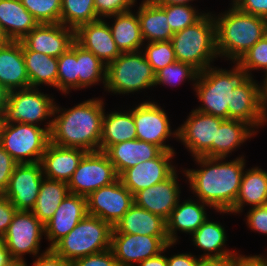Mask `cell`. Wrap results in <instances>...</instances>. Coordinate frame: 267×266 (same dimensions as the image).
<instances>
[{"instance_id":"6da1fadb","label":"cell","mask_w":267,"mask_h":266,"mask_svg":"<svg viewBox=\"0 0 267 266\" xmlns=\"http://www.w3.org/2000/svg\"><path fill=\"white\" fill-rule=\"evenodd\" d=\"M225 157H195L198 169H184L189 190L198 200L210 205L214 211H229L235 204L244 170V155L227 160Z\"/></svg>"},{"instance_id":"7a4b0ae2","label":"cell","mask_w":267,"mask_h":266,"mask_svg":"<svg viewBox=\"0 0 267 266\" xmlns=\"http://www.w3.org/2000/svg\"><path fill=\"white\" fill-rule=\"evenodd\" d=\"M93 98L70 108L55 104L50 142L61 147L100 151L105 100Z\"/></svg>"},{"instance_id":"3957f363","label":"cell","mask_w":267,"mask_h":266,"mask_svg":"<svg viewBox=\"0 0 267 266\" xmlns=\"http://www.w3.org/2000/svg\"><path fill=\"white\" fill-rule=\"evenodd\" d=\"M216 26V47L219 58L238 62L241 57L264 37L267 19L247 14L236 6L213 14Z\"/></svg>"},{"instance_id":"277c9868","label":"cell","mask_w":267,"mask_h":266,"mask_svg":"<svg viewBox=\"0 0 267 266\" xmlns=\"http://www.w3.org/2000/svg\"><path fill=\"white\" fill-rule=\"evenodd\" d=\"M232 66L226 70L213 64L199 72L194 91L201 105L195 110L228 119L233 89L242 86L251 77L237 62H233Z\"/></svg>"},{"instance_id":"5b68a950","label":"cell","mask_w":267,"mask_h":266,"mask_svg":"<svg viewBox=\"0 0 267 266\" xmlns=\"http://www.w3.org/2000/svg\"><path fill=\"white\" fill-rule=\"evenodd\" d=\"M177 61L192 65L199 72L219 58L216 47V26L213 13L207 12L195 24L172 36Z\"/></svg>"},{"instance_id":"8992f818","label":"cell","mask_w":267,"mask_h":266,"mask_svg":"<svg viewBox=\"0 0 267 266\" xmlns=\"http://www.w3.org/2000/svg\"><path fill=\"white\" fill-rule=\"evenodd\" d=\"M113 226L96 216L86 215L51 249L64 260H73L111 248Z\"/></svg>"},{"instance_id":"52a82bcc","label":"cell","mask_w":267,"mask_h":266,"mask_svg":"<svg viewBox=\"0 0 267 266\" xmlns=\"http://www.w3.org/2000/svg\"><path fill=\"white\" fill-rule=\"evenodd\" d=\"M155 72L142 50L121 53L106 66L104 91L128 95L154 88Z\"/></svg>"},{"instance_id":"ba28073f","label":"cell","mask_w":267,"mask_h":266,"mask_svg":"<svg viewBox=\"0 0 267 266\" xmlns=\"http://www.w3.org/2000/svg\"><path fill=\"white\" fill-rule=\"evenodd\" d=\"M50 94H44L37 87L8 92L3 112L4 123H27L43 127L50 133L56 102ZM47 121V122H46Z\"/></svg>"},{"instance_id":"9c48e42d","label":"cell","mask_w":267,"mask_h":266,"mask_svg":"<svg viewBox=\"0 0 267 266\" xmlns=\"http://www.w3.org/2000/svg\"><path fill=\"white\" fill-rule=\"evenodd\" d=\"M49 142L50 134L44 127L3 123L0 145L18 164L40 162Z\"/></svg>"},{"instance_id":"30bf717a","label":"cell","mask_w":267,"mask_h":266,"mask_svg":"<svg viewBox=\"0 0 267 266\" xmlns=\"http://www.w3.org/2000/svg\"><path fill=\"white\" fill-rule=\"evenodd\" d=\"M44 225L31 211L17 210L7 232L0 239L12 259L25 262L26 254L36 258L41 253Z\"/></svg>"},{"instance_id":"8fae6325","label":"cell","mask_w":267,"mask_h":266,"mask_svg":"<svg viewBox=\"0 0 267 266\" xmlns=\"http://www.w3.org/2000/svg\"><path fill=\"white\" fill-rule=\"evenodd\" d=\"M160 105L146 99L132 107L137 139L155 144L163 151H175L167 141L178 140V128L172 130L168 114Z\"/></svg>"},{"instance_id":"7c38bea8","label":"cell","mask_w":267,"mask_h":266,"mask_svg":"<svg viewBox=\"0 0 267 266\" xmlns=\"http://www.w3.org/2000/svg\"><path fill=\"white\" fill-rule=\"evenodd\" d=\"M119 179L114 165L105 152H87L68 181L71 194L88 197L101 187L111 185Z\"/></svg>"},{"instance_id":"4fadbf2b","label":"cell","mask_w":267,"mask_h":266,"mask_svg":"<svg viewBox=\"0 0 267 266\" xmlns=\"http://www.w3.org/2000/svg\"><path fill=\"white\" fill-rule=\"evenodd\" d=\"M224 119L191 110L187 119L178 128V140L190 152L192 158L213 157V142L217 128Z\"/></svg>"},{"instance_id":"5bb4252c","label":"cell","mask_w":267,"mask_h":266,"mask_svg":"<svg viewBox=\"0 0 267 266\" xmlns=\"http://www.w3.org/2000/svg\"><path fill=\"white\" fill-rule=\"evenodd\" d=\"M228 119L244 121L257 132L260 131L259 127L267 125L263 81L259 83L250 77L242 86L233 89L231 105H228Z\"/></svg>"},{"instance_id":"9a60e30c","label":"cell","mask_w":267,"mask_h":266,"mask_svg":"<svg viewBox=\"0 0 267 266\" xmlns=\"http://www.w3.org/2000/svg\"><path fill=\"white\" fill-rule=\"evenodd\" d=\"M133 204L134 195L118 179L87 197V213L114 227Z\"/></svg>"},{"instance_id":"2e32d148","label":"cell","mask_w":267,"mask_h":266,"mask_svg":"<svg viewBox=\"0 0 267 266\" xmlns=\"http://www.w3.org/2000/svg\"><path fill=\"white\" fill-rule=\"evenodd\" d=\"M168 244V237L112 233L111 249L118 266H137L159 255Z\"/></svg>"},{"instance_id":"e0dca14e","label":"cell","mask_w":267,"mask_h":266,"mask_svg":"<svg viewBox=\"0 0 267 266\" xmlns=\"http://www.w3.org/2000/svg\"><path fill=\"white\" fill-rule=\"evenodd\" d=\"M175 154L176 151H162L156 158L128 168L119 176V179L135 195L137 192L169 178L178 169L172 163Z\"/></svg>"},{"instance_id":"ac0fdd59","label":"cell","mask_w":267,"mask_h":266,"mask_svg":"<svg viewBox=\"0 0 267 266\" xmlns=\"http://www.w3.org/2000/svg\"><path fill=\"white\" fill-rule=\"evenodd\" d=\"M41 163L18 164L3 194L17 210L31 211L37 201L44 179Z\"/></svg>"},{"instance_id":"d6986e66","label":"cell","mask_w":267,"mask_h":266,"mask_svg":"<svg viewBox=\"0 0 267 266\" xmlns=\"http://www.w3.org/2000/svg\"><path fill=\"white\" fill-rule=\"evenodd\" d=\"M20 42L31 51L58 58L75 42V30L61 23L38 24Z\"/></svg>"},{"instance_id":"ffe728a7","label":"cell","mask_w":267,"mask_h":266,"mask_svg":"<svg viewBox=\"0 0 267 266\" xmlns=\"http://www.w3.org/2000/svg\"><path fill=\"white\" fill-rule=\"evenodd\" d=\"M178 171L169 178L134 195V203L167 220L181 198Z\"/></svg>"},{"instance_id":"44dd1931","label":"cell","mask_w":267,"mask_h":266,"mask_svg":"<svg viewBox=\"0 0 267 266\" xmlns=\"http://www.w3.org/2000/svg\"><path fill=\"white\" fill-rule=\"evenodd\" d=\"M87 198L77 194H69L60 204L53 217L45 227L44 238L51 249L59 240L71 232L86 216Z\"/></svg>"},{"instance_id":"7402d4cb","label":"cell","mask_w":267,"mask_h":266,"mask_svg":"<svg viewBox=\"0 0 267 266\" xmlns=\"http://www.w3.org/2000/svg\"><path fill=\"white\" fill-rule=\"evenodd\" d=\"M75 41L92 52L106 66L121 55L105 19L80 26L75 31Z\"/></svg>"},{"instance_id":"603a6c76","label":"cell","mask_w":267,"mask_h":266,"mask_svg":"<svg viewBox=\"0 0 267 266\" xmlns=\"http://www.w3.org/2000/svg\"><path fill=\"white\" fill-rule=\"evenodd\" d=\"M206 207L213 209L197 198L188 197V199L178 201L166 220V231L170 244L179 242L177 231L191 236L209 218Z\"/></svg>"},{"instance_id":"cb8c5ba5","label":"cell","mask_w":267,"mask_h":266,"mask_svg":"<svg viewBox=\"0 0 267 266\" xmlns=\"http://www.w3.org/2000/svg\"><path fill=\"white\" fill-rule=\"evenodd\" d=\"M86 153L81 148L61 147L49 142L40 161L44 177L68 183Z\"/></svg>"},{"instance_id":"d4e9b609","label":"cell","mask_w":267,"mask_h":266,"mask_svg":"<svg viewBox=\"0 0 267 266\" xmlns=\"http://www.w3.org/2000/svg\"><path fill=\"white\" fill-rule=\"evenodd\" d=\"M0 84L8 91L30 87L20 41L0 44Z\"/></svg>"},{"instance_id":"484cf974","label":"cell","mask_w":267,"mask_h":266,"mask_svg":"<svg viewBox=\"0 0 267 266\" xmlns=\"http://www.w3.org/2000/svg\"><path fill=\"white\" fill-rule=\"evenodd\" d=\"M255 166L244 170L240 189L234 206L229 211H215L220 214H240L247 205H267V171Z\"/></svg>"},{"instance_id":"4316f807","label":"cell","mask_w":267,"mask_h":266,"mask_svg":"<svg viewBox=\"0 0 267 266\" xmlns=\"http://www.w3.org/2000/svg\"><path fill=\"white\" fill-rule=\"evenodd\" d=\"M208 218L191 236V242L197 249L203 250V254L197 255L200 258H225L241 257L243 254L232 251L226 247L227 231L220 221Z\"/></svg>"},{"instance_id":"83f0119b","label":"cell","mask_w":267,"mask_h":266,"mask_svg":"<svg viewBox=\"0 0 267 266\" xmlns=\"http://www.w3.org/2000/svg\"><path fill=\"white\" fill-rule=\"evenodd\" d=\"M163 150L152 143L138 139L110 146L105 153L120 176L125 170L140 162L156 158Z\"/></svg>"},{"instance_id":"f1b7e54d","label":"cell","mask_w":267,"mask_h":266,"mask_svg":"<svg viewBox=\"0 0 267 266\" xmlns=\"http://www.w3.org/2000/svg\"><path fill=\"white\" fill-rule=\"evenodd\" d=\"M112 233L168 237L166 220L135 203L113 227Z\"/></svg>"},{"instance_id":"f546056e","label":"cell","mask_w":267,"mask_h":266,"mask_svg":"<svg viewBox=\"0 0 267 266\" xmlns=\"http://www.w3.org/2000/svg\"><path fill=\"white\" fill-rule=\"evenodd\" d=\"M38 24L21 0H0V27L7 40L21 41Z\"/></svg>"},{"instance_id":"4dcf8cb0","label":"cell","mask_w":267,"mask_h":266,"mask_svg":"<svg viewBox=\"0 0 267 266\" xmlns=\"http://www.w3.org/2000/svg\"><path fill=\"white\" fill-rule=\"evenodd\" d=\"M138 20L144 43L169 41L174 32L168 25L165 10L152 0H142L139 3Z\"/></svg>"},{"instance_id":"1f68e13d","label":"cell","mask_w":267,"mask_h":266,"mask_svg":"<svg viewBox=\"0 0 267 266\" xmlns=\"http://www.w3.org/2000/svg\"><path fill=\"white\" fill-rule=\"evenodd\" d=\"M135 9L128 12L107 17L112 37L121 53L140 51L143 48L144 40ZM110 23V24H109Z\"/></svg>"},{"instance_id":"d6a6232c","label":"cell","mask_w":267,"mask_h":266,"mask_svg":"<svg viewBox=\"0 0 267 266\" xmlns=\"http://www.w3.org/2000/svg\"><path fill=\"white\" fill-rule=\"evenodd\" d=\"M104 112L102 119V135L100 151L105 152L110 146L137 139L136 125L132 115V108L127 111Z\"/></svg>"},{"instance_id":"836d02e7","label":"cell","mask_w":267,"mask_h":266,"mask_svg":"<svg viewBox=\"0 0 267 266\" xmlns=\"http://www.w3.org/2000/svg\"><path fill=\"white\" fill-rule=\"evenodd\" d=\"M258 132L248 123L235 120L224 119L217 128L216 142H213V157H225L239 149L243 143Z\"/></svg>"},{"instance_id":"e575fe53","label":"cell","mask_w":267,"mask_h":266,"mask_svg":"<svg viewBox=\"0 0 267 266\" xmlns=\"http://www.w3.org/2000/svg\"><path fill=\"white\" fill-rule=\"evenodd\" d=\"M23 57L30 87L43 85L57 89L58 58L31 51L23 45Z\"/></svg>"},{"instance_id":"d590c367","label":"cell","mask_w":267,"mask_h":266,"mask_svg":"<svg viewBox=\"0 0 267 266\" xmlns=\"http://www.w3.org/2000/svg\"><path fill=\"white\" fill-rule=\"evenodd\" d=\"M69 194L67 182L45 177L41 183L36 204L31 212L45 225Z\"/></svg>"},{"instance_id":"8d00e7d4","label":"cell","mask_w":267,"mask_h":266,"mask_svg":"<svg viewBox=\"0 0 267 266\" xmlns=\"http://www.w3.org/2000/svg\"><path fill=\"white\" fill-rule=\"evenodd\" d=\"M78 91L106 83V65L77 43ZM100 82V83H99Z\"/></svg>"},{"instance_id":"74e56055","label":"cell","mask_w":267,"mask_h":266,"mask_svg":"<svg viewBox=\"0 0 267 266\" xmlns=\"http://www.w3.org/2000/svg\"><path fill=\"white\" fill-rule=\"evenodd\" d=\"M99 20L94 0H62L60 23L75 31L82 25Z\"/></svg>"},{"instance_id":"f35d334b","label":"cell","mask_w":267,"mask_h":266,"mask_svg":"<svg viewBox=\"0 0 267 266\" xmlns=\"http://www.w3.org/2000/svg\"><path fill=\"white\" fill-rule=\"evenodd\" d=\"M57 90L67 96L72 90H78L77 42L58 57Z\"/></svg>"},{"instance_id":"ab89813d","label":"cell","mask_w":267,"mask_h":266,"mask_svg":"<svg viewBox=\"0 0 267 266\" xmlns=\"http://www.w3.org/2000/svg\"><path fill=\"white\" fill-rule=\"evenodd\" d=\"M199 71L195 69L192 65L176 61L155 73V83L156 86H171L176 87L177 85L185 83V81H190L193 90L198 77Z\"/></svg>"},{"instance_id":"60d3db41","label":"cell","mask_w":267,"mask_h":266,"mask_svg":"<svg viewBox=\"0 0 267 266\" xmlns=\"http://www.w3.org/2000/svg\"><path fill=\"white\" fill-rule=\"evenodd\" d=\"M166 12L168 25L175 33L195 24L206 12L194 5H160ZM197 8V9H196Z\"/></svg>"},{"instance_id":"b9f144b4","label":"cell","mask_w":267,"mask_h":266,"mask_svg":"<svg viewBox=\"0 0 267 266\" xmlns=\"http://www.w3.org/2000/svg\"><path fill=\"white\" fill-rule=\"evenodd\" d=\"M39 24L60 23L62 0H21Z\"/></svg>"},{"instance_id":"7bdbcfd3","label":"cell","mask_w":267,"mask_h":266,"mask_svg":"<svg viewBox=\"0 0 267 266\" xmlns=\"http://www.w3.org/2000/svg\"><path fill=\"white\" fill-rule=\"evenodd\" d=\"M142 51L155 73L177 61L171 40L144 43Z\"/></svg>"},{"instance_id":"ee69618b","label":"cell","mask_w":267,"mask_h":266,"mask_svg":"<svg viewBox=\"0 0 267 266\" xmlns=\"http://www.w3.org/2000/svg\"><path fill=\"white\" fill-rule=\"evenodd\" d=\"M246 69L251 77H255L252 71L263 70L267 78V39L263 37L256 42L237 62Z\"/></svg>"},{"instance_id":"f6af8a7d","label":"cell","mask_w":267,"mask_h":266,"mask_svg":"<svg viewBox=\"0 0 267 266\" xmlns=\"http://www.w3.org/2000/svg\"><path fill=\"white\" fill-rule=\"evenodd\" d=\"M137 0H94L96 15L99 19L131 11Z\"/></svg>"},{"instance_id":"bcb514c9","label":"cell","mask_w":267,"mask_h":266,"mask_svg":"<svg viewBox=\"0 0 267 266\" xmlns=\"http://www.w3.org/2000/svg\"><path fill=\"white\" fill-rule=\"evenodd\" d=\"M247 211L246 225L249 230L267 236V205L251 207Z\"/></svg>"},{"instance_id":"7dc6e473","label":"cell","mask_w":267,"mask_h":266,"mask_svg":"<svg viewBox=\"0 0 267 266\" xmlns=\"http://www.w3.org/2000/svg\"><path fill=\"white\" fill-rule=\"evenodd\" d=\"M70 266H118L112 249L73 260Z\"/></svg>"},{"instance_id":"c3c4849f","label":"cell","mask_w":267,"mask_h":266,"mask_svg":"<svg viewBox=\"0 0 267 266\" xmlns=\"http://www.w3.org/2000/svg\"><path fill=\"white\" fill-rule=\"evenodd\" d=\"M17 165L18 163L0 145V195L5 193Z\"/></svg>"},{"instance_id":"681fc988","label":"cell","mask_w":267,"mask_h":266,"mask_svg":"<svg viewBox=\"0 0 267 266\" xmlns=\"http://www.w3.org/2000/svg\"><path fill=\"white\" fill-rule=\"evenodd\" d=\"M16 207L4 195H0V239L7 232L15 213Z\"/></svg>"},{"instance_id":"f907efd6","label":"cell","mask_w":267,"mask_h":266,"mask_svg":"<svg viewBox=\"0 0 267 266\" xmlns=\"http://www.w3.org/2000/svg\"><path fill=\"white\" fill-rule=\"evenodd\" d=\"M24 266H28L26 261ZM31 266H70V262L47 247L44 251L42 250V254L36 257Z\"/></svg>"},{"instance_id":"816d5d0a","label":"cell","mask_w":267,"mask_h":266,"mask_svg":"<svg viewBox=\"0 0 267 266\" xmlns=\"http://www.w3.org/2000/svg\"><path fill=\"white\" fill-rule=\"evenodd\" d=\"M235 6L244 13L267 19V0H239Z\"/></svg>"},{"instance_id":"f5cc1de1","label":"cell","mask_w":267,"mask_h":266,"mask_svg":"<svg viewBox=\"0 0 267 266\" xmlns=\"http://www.w3.org/2000/svg\"><path fill=\"white\" fill-rule=\"evenodd\" d=\"M200 257L192 253H177L167 257V266H195Z\"/></svg>"},{"instance_id":"db71d44e","label":"cell","mask_w":267,"mask_h":266,"mask_svg":"<svg viewBox=\"0 0 267 266\" xmlns=\"http://www.w3.org/2000/svg\"><path fill=\"white\" fill-rule=\"evenodd\" d=\"M240 257L199 258L195 266H234Z\"/></svg>"},{"instance_id":"11a10c76","label":"cell","mask_w":267,"mask_h":266,"mask_svg":"<svg viewBox=\"0 0 267 266\" xmlns=\"http://www.w3.org/2000/svg\"><path fill=\"white\" fill-rule=\"evenodd\" d=\"M176 244H168L165 248L164 251L161 252L159 255L148 258L138 264V266H167V255L165 256V252H167L168 249L173 247Z\"/></svg>"},{"instance_id":"9f6ffc18","label":"cell","mask_w":267,"mask_h":266,"mask_svg":"<svg viewBox=\"0 0 267 266\" xmlns=\"http://www.w3.org/2000/svg\"><path fill=\"white\" fill-rule=\"evenodd\" d=\"M234 266H267V263L259 255H242Z\"/></svg>"},{"instance_id":"6f0895ef","label":"cell","mask_w":267,"mask_h":266,"mask_svg":"<svg viewBox=\"0 0 267 266\" xmlns=\"http://www.w3.org/2000/svg\"><path fill=\"white\" fill-rule=\"evenodd\" d=\"M158 5H193L194 0H152ZM196 1V0H195Z\"/></svg>"},{"instance_id":"680465c9","label":"cell","mask_w":267,"mask_h":266,"mask_svg":"<svg viewBox=\"0 0 267 266\" xmlns=\"http://www.w3.org/2000/svg\"><path fill=\"white\" fill-rule=\"evenodd\" d=\"M11 256L5 247V245L0 240V266L4 265L5 263L9 262L11 260Z\"/></svg>"},{"instance_id":"91938a15","label":"cell","mask_w":267,"mask_h":266,"mask_svg":"<svg viewBox=\"0 0 267 266\" xmlns=\"http://www.w3.org/2000/svg\"><path fill=\"white\" fill-rule=\"evenodd\" d=\"M8 90L0 84V114H3L7 103Z\"/></svg>"},{"instance_id":"94428289","label":"cell","mask_w":267,"mask_h":266,"mask_svg":"<svg viewBox=\"0 0 267 266\" xmlns=\"http://www.w3.org/2000/svg\"><path fill=\"white\" fill-rule=\"evenodd\" d=\"M264 110L267 116V78L263 80Z\"/></svg>"},{"instance_id":"6125c7cd","label":"cell","mask_w":267,"mask_h":266,"mask_svg":"<svg viewBox=\"0 0 267 266\" xmlns=\"http://www.w3.org/2000/svg\"><path fill=\"white\" fill-rule=\"evenodd\" d=\"M1 266H24V262L18 259H11L9 262Z\"/></svg>"},{"instance_id":"be15d7a7","label":"cell","mask_w":267,"mask_h":266,"mask_svg":"<svg viewBox=\"0 0 267 266\" xmlns=\"http://www.w3.org/2000/svg\"><path fill=\"white\" fill-rule=\"evenodd\" d=\"M6 41H8V40L6 39L2 29L0 27V44L5 43Z\"/></svg>"},{"instance_id":"e7e4bbea","label":"cell","mask_w":267,"mask_h":266,"mask_svg":"<svg viewBox=\"0 0 267 266\" xmlns=\"http://www.w3.org/2000/svg\"><path fill=\"white\" fill-rule=\"evenodd\" d=\"M3 114H0V136H1V129H2V126H3Z\"/></svg>"},{"instance_id":"03108f58","label":"cell","mask_w":267,"mask_h":266,"mask_svg":"<svg viewBox=\"0 0 267 266\" xmlns=\"http://www.w3.org/2000/svg\"><path fill=\"white\" fill-rule=\"evenodd\" d=\"M239 0H231L230 5L235 6L238 3Z\"/></svg>"},{"instance_id":"003e7915","label":"cell","mask_w":267,"mask_h":266,"mask_svg":"<svg viewBox=\"0 0 267 266\" xmlns=\"http://www.w3.org/2000/svg\"><path fill=\"white\" fill-rule=\"evenodd\" d=\"M264 37L267 39V22H266V25H265Z\"/></svg>"},{"instance_id":"a7ac6f4b","label":"cell","mask_w":267,"mask_h":266,"mask_svg":"<svg viewBox=\"0 0 267 266\" xmlns=\"http://www.w3.org/2000/svg\"><path fill=\"white\" fill-rule=\"evenodd\" d=\"M259 256L267 263V255L265 256H263V255H261V254H259Z\"/></svg>"}]
</instances>
